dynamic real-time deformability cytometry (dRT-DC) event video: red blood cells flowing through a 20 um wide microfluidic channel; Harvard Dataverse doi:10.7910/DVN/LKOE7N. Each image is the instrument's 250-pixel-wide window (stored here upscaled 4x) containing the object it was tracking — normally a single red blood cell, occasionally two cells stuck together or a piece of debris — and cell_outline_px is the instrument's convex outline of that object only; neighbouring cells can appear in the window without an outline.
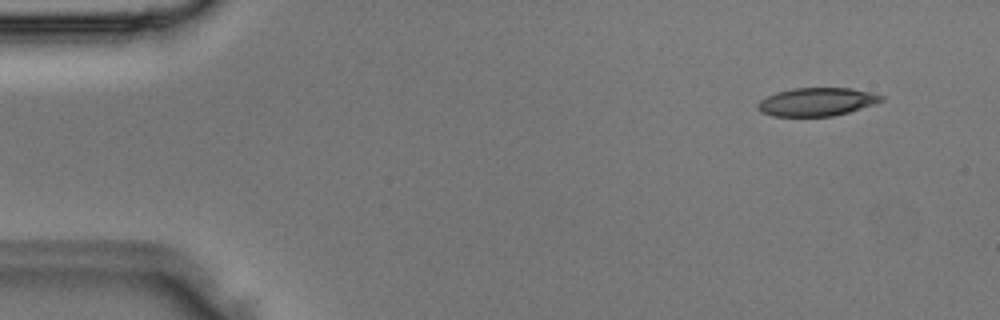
{"species": "Egyptian fruit bat (a non-hibernating species)", "species_latin": "Rousettus aegyptiacus", "temperature_condition": "room temperature", "stored_images_in_passage": 2, "camera_frame_rate_fps": 3000, "um_per_image_px": 0.085, "animal": {"sex": "male"}, "frame": {"image": 1, "passage_image": 2, "time_ms": 0.333, "image_size_px": [1000, 320], "cell_outline_px": [[884, 100], [876, 104], [848, 112], [832, 116], [772, 116], [760, 112], [756, 108], [756, 104], [760, 100], [776, 92], [792, 88], [852, 88], [872, 92], [884, 96]], "centroid_in_image_um": [69.43, 8.65], "position_along_channel_um": 15.6, "area_um2": 20.52}}